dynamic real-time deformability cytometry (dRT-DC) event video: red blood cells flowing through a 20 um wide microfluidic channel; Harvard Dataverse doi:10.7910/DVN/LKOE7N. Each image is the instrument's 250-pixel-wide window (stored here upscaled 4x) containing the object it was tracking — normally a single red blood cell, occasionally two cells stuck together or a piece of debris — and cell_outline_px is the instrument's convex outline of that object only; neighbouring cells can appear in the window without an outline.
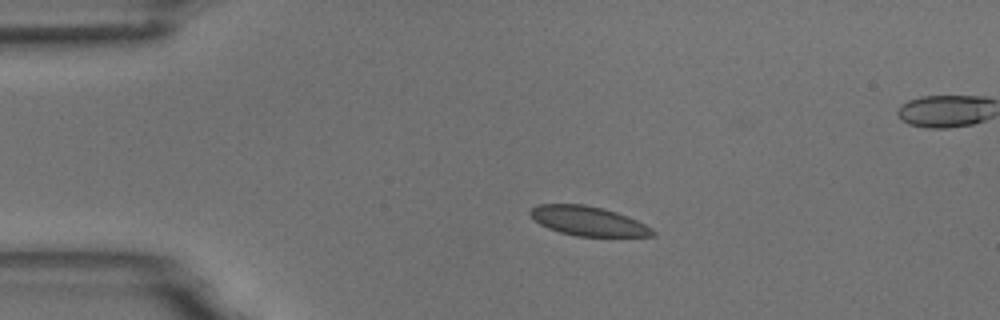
{"species": "common noctule bat (a hibernating species)", "species_latin": "Nyctalus noctula", "temperature_condition": "room temperature", "stored_images_in_passage": 3, "segment_of_instrument_passage": [1, 2], "camera_frame_rate_fps": 3000, "um_per_image_px": 0.085, "animal": {"sex": "male", "body_mass_g": 18.8}, "frame": {"image": 1, "passage_image": 1, "time_ms": 0.0, "image_size_px": [1000, 320], "cell_outline_px": [[656, 236], [576, 236], [560, 232], [548, 228], [540, 224], [528, 212], [536, 204], [584, 204], [604, 208], [628, 216], [652, 228], [656, 232]], "centroid_in_image_um": [50.0, 18.78], "position_along_channel_um": 35.0, "area_um2": 20.92}}